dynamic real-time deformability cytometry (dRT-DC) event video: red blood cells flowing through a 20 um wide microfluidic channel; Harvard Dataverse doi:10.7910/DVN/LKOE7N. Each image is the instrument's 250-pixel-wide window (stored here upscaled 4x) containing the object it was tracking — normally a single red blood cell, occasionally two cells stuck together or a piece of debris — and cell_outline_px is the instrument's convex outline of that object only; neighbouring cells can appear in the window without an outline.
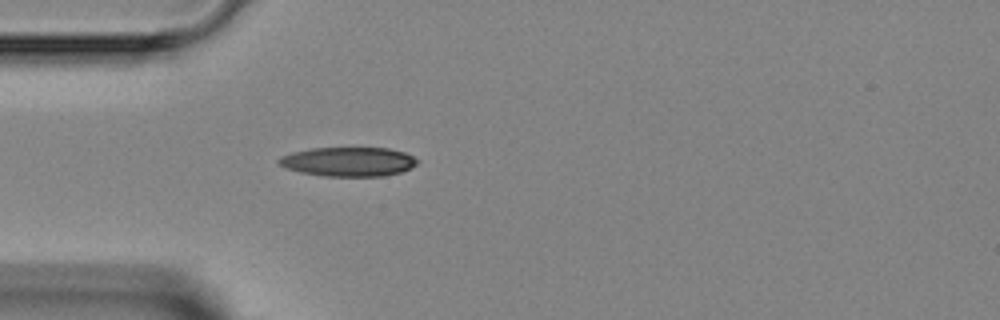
{"species": "Egyptian fruit bat (a non-hibernating species)", "species_latin": "Rousettus aegyptiacus", "temperature_condition": "room temperature", "stored_images_in_passage": 1, "camera_frame_rate_fps": 3000, "um_per_image_px": 0.085, "animal": {"sex": "female"}, "frame": {"image": 1, "passage_image": 1, "time_ms": 0.0, "image_size_px": [1000, 320], "cell_outline_px": [[420, 160], [412, 168], [400, 172], [384, 176], [324, 176], [300, 172], [284, 168], [276, 164], [276, 160], [280, 156], [292, 152], [312, 148], [388, 148], [404, 152]], "centroid_in_image_um": [29.58, 13.74], "position_along_channel_um": 55.4, "area_um2": 23.81}}